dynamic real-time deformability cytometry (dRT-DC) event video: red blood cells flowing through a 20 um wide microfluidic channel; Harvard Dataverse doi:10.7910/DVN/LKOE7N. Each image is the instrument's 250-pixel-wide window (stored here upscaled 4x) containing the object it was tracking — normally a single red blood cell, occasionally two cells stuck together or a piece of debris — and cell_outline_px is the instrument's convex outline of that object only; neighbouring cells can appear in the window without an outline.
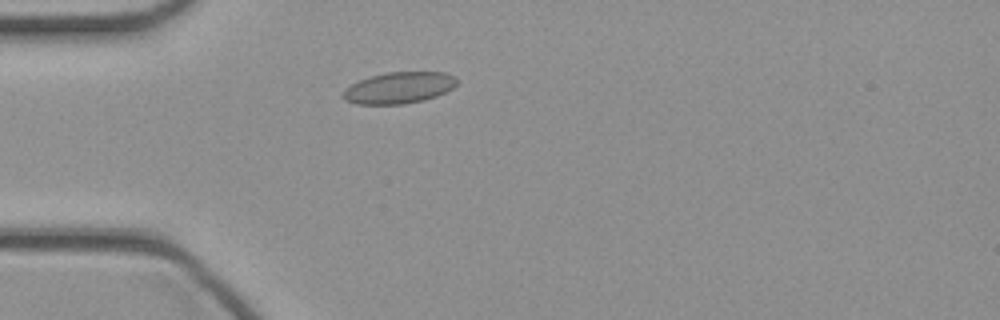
{"species": "common noctule bat (a hibernating species)", "species_latin": "Nyctalus noctula", "temperature_condition": "cold", "stored_images_in_passage": 42, "camera_frame_rate_fps": 3000, "um_per_image_px": 0.085, "animal": {"sex": "female", "body_mass_g": 21.9}, "frame": {"image": 1, "passage_image": 9, "time_ms": 2.667, "image_size_px": [1000, 320], "cell_outline_px": [[456, 84], [452, 88], [436, 96], [424, 100], [404, 104], [356, 104], [344, 100], [340, 96], [344, 88], [360, 80], [372, 76], [388, 72], [444, 72], [456, 76]], "centroid_in_image_um": [33.88, 7.47], "position_along_channel_um": 51.1, "area_um2": 20.87}}
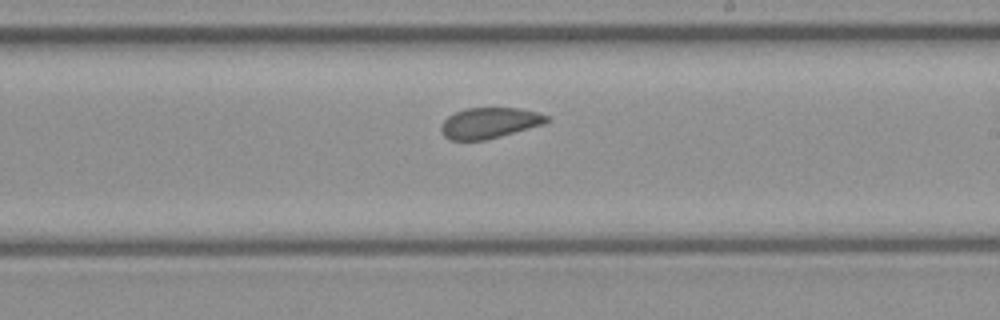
{"frame": {"image": 2, "passage_image": 23, "time_ms": 7.333, "image_size_px": [1000, 320], "cell_outline_px": [[548, 120], [544, 124], [500, 136], [484, 140], [448, 140], [440, 132], [440, 124], [448, 116], [464, 108], [520, 108], [536, 112], [548, 116]], "centroid_in_image_um": [41.55, 10.45], "position_along_channel_um": 247.5, "area_um2": 18.9}}
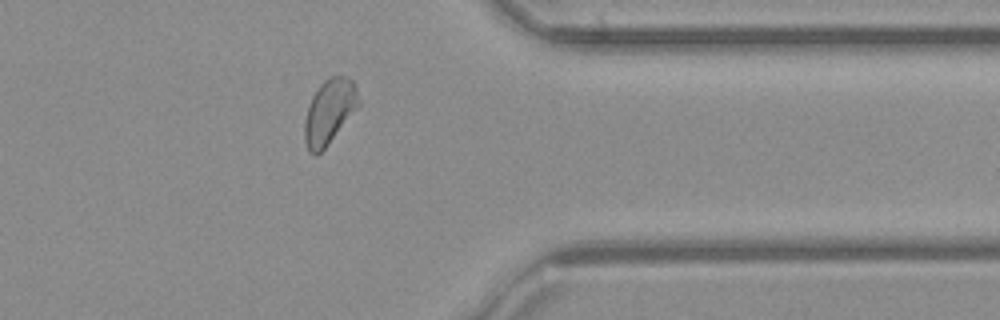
{"frame": {"image": 3, "passage_image": 33, "time_ms": 10.667, "image_size_px": [1000, 320], "cell_outline_px": [[360, 104], [328, 144], [316, 156], [312, 156], [308, 152], [304, 140], [304, 120], [308, 104], [312, 96], [320, 84], [324, 80], [332, 76], [344, 76], [352, 80], [356, 84], [360, 100]], "centroid_in_image_um": [27.97, 9.49], "position_along_channel_um": 383.4, "area_um2": 20.52}}